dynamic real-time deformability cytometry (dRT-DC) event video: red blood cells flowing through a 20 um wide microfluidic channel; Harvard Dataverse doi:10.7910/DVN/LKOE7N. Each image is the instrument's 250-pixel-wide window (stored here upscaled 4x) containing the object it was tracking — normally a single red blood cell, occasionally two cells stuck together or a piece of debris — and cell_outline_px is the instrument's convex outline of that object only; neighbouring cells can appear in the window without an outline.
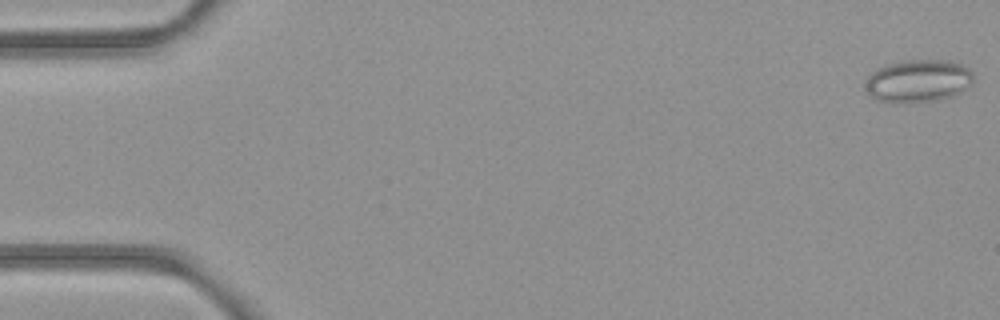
{"species": "common noctule bat (a hibernating species)", "species_latin": "Nyctalus noctula", "temperature_condition": "room temperature", "stored_images_in_passage": 17, "camera_frame_rate_fps": 3000, "um_per_image_px": 0.085, "animal": {"sex": "female", "body_mass_g": 21.9}, "frame": {"image": 1, "passage_image": 1, "time_ms": 0.0, "image_size_px": [1000, 320], "cell_outline_px": [[972, 84], [960, 92], [952, 96], [936, 100], [892, 104], [876, 100], [868, 92], [864, 84], [868, 76], [872, 72], [888, 64], [908, 60], [948, 60], [960, 64], [968, 68], [972, 72]], "centroid_in_image_um": [78.03, 6.89], "position_along_channel_um": 7.0, "area_um2": 26.88}}